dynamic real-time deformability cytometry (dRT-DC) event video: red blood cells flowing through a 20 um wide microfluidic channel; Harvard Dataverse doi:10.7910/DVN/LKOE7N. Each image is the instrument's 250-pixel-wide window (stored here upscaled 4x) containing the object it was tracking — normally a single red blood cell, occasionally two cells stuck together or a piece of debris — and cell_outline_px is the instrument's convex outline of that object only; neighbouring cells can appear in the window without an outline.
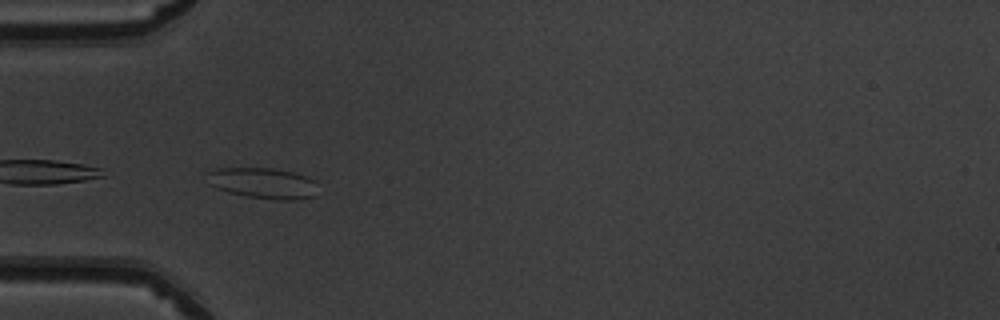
{"species": "common noctule bat (a hibernating species)", "species_latin": "Nyctalus noctula", "temperature_condition": "warm", "stored_images_in_passage": 42, "camera_frame_rate_fps": 3000, "um_per_image_px": 0.085, "animal": {"sex": "male", "body_mass_g": 19.5, "forearm_length_mm": 54.6}, "frame": {"image": 1, "passage_image": 14, "time_ms": 4.333, "image_size_px": [1000, 320], "cell_outline_px": [[316, 196], [300, 200], [276, 200], [244, 196], [228, 192], [216, 188], [208, 184], [208, 172], [216, 168], [272, 168], [292, 172], [308, 176], [316, 180]], "centroid_in_image_um": [22.39, 15.58], "position_along_channel_um": 62.6, "area_um2": 20.23}}
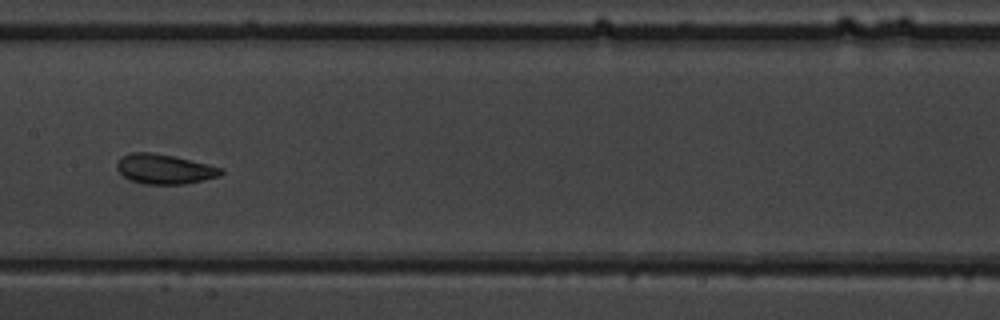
{"frame": {"image": 2, "passage_image": 24, "time_ms": 7.667, "image_size_px": [1000, 320], "cell_outline_px": [[224, 172], [220, 176], [204, 180], [184, 184], [144, 184], [132, 180], [124, 176], [116, 168], [116, 164], [120, 156], [132, 152], [152, 152], [176, 156], [224, 168]], "centroid_in_image_um": [14.0, 14.36], "position_along_channel_um": 193.4, "area_um2": 18.26}}
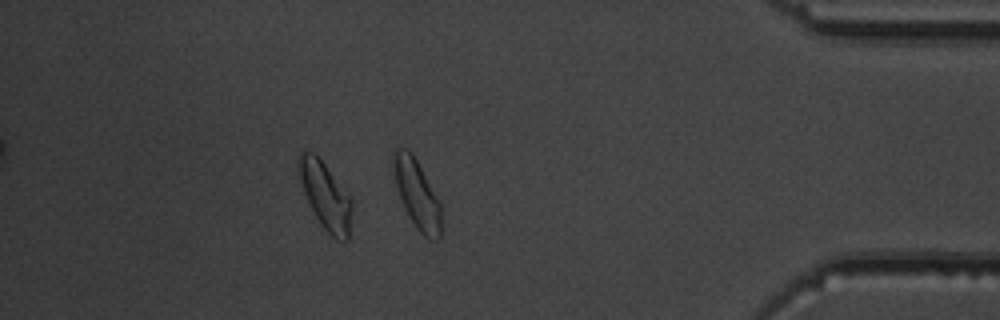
{"frame": {"image": 3, "passage_image": 42, "time_ms": 13.667, "image_size_px": [1000, 320], "cell_outline_px": [[440, 236], [436, 240], [428, 240], [416, 228], [408, 216], [400, 196], [396, 184], [392, 160], [392, 156], [396, 148], [408, 148], [412, 152], [440, 200]], "centroid_in_image_um": [35.44, 16.48], "position_along_channel_um": 399.8, "area_um2": 19.07}, "authors_computed_cell_mechanics": {"area_um2": 18.6405, "velocity_mm_per_s": 4.0028, "shape_relaxation_time_tau1_ms": 1.8242, "shape_relaxation_time_tau2_ms": 1.8154, "deformation_change_tau1": 0.0842, "deformation_change_tau2": 0.0866}}